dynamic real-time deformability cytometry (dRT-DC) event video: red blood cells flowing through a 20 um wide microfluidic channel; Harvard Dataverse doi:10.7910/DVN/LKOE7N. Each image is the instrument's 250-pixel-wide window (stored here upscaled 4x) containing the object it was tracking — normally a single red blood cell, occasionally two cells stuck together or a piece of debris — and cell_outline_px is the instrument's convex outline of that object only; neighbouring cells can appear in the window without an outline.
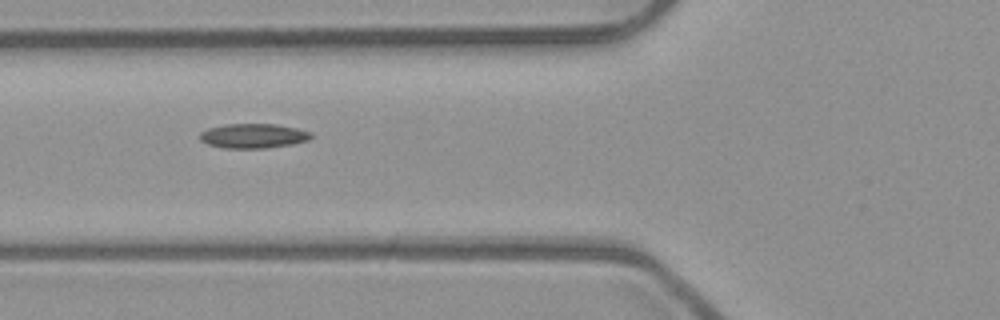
{"species": "common noctule bat (a hibernating species)", "species_latin": "Nyctalus noctula", "temperature_condition": "room temperature", "stored_images_in_passage": 10, "camera_frame_rate_fps": 3000, "um_per_image_px": 0.085, "animal": {"sex": "male", "body_mass_g": 23.1, "forearm_length_mm": 52.7}, "frame": {"image": 1, "passage_image": 6, "time_ms": 1.667, "image_size_px": [1000, 320], "cell_outline_px": [[312, 136], [308, 140], [292, 144], [268, 148], [224, 148], [208, 144], [200, 140], [200, 132], [208, 128], [224, 124], [276, 124], [296, 128], [312, 132]], "centroid_in_image_um": [21.53, 11.55], "position_along_channel_um": 104.3, "area_um2": 15.95}}
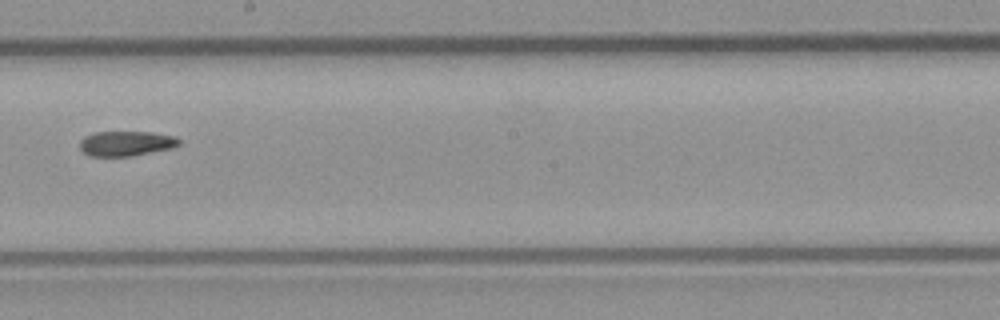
{"frame": {"image": 2, "passage_image": 9, "time_ms": 2.667, "image_size_px": [1000, 320], "cell_outline_px": [[180, 144], [172, 148], [132, 156], [88, 156], [80, 148], [80, 140], [84, 136], [92, 132], [152, 132], [176, 136], [180, 140]], "centroid_in_image_um": [10.72, 12.19], "position_along_channel_um": 237.5, "area_um2": 14.57}}
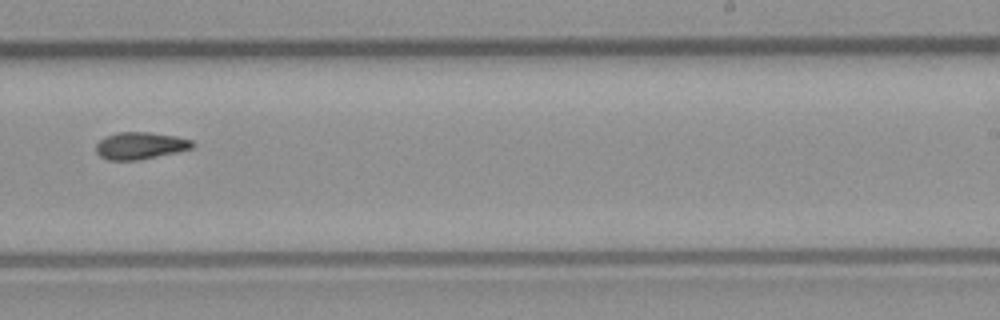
{"frame": {"image": 3, "passage_image": 10, "time_ms": 3.0, "image_size_px": [1000, 320], "cell_outline_px": [[196, 144], [192, 148], [176, 152], [140, 160], [108, 160], [100, 156], [96, 152], [96, 144], [104, 136], [116, 132], [148, 132], [176, 136], [192, 140]], "centroid_in_image_um": [11.91, 12.37], "position_along_channel_um": 277.1, "area_um2": 15.32}}